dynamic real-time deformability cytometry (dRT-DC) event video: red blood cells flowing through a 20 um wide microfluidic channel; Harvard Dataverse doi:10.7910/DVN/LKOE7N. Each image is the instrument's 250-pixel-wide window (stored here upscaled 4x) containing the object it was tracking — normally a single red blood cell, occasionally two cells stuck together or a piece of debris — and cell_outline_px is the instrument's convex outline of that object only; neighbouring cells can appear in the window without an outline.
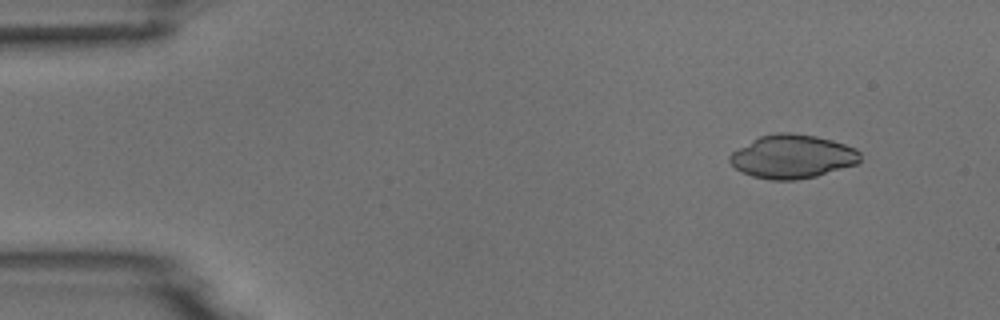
{"species": "common noctule bat (a hibernating species)", "species_latin": "Nyctalus noctula", "temperature_condition": "room temperature", "stored_images_in_passage": 5, "segment_of_instrument_passage": [1, 2], "camera_frame_rate_fps": 3000, "um_per_image_px": 0.085, "animal": {"sex": "male", "body_mass_g": 18.8}, "frame": {"image": 1, "passage_image": 2, "time_ms": 1.0, "image_size_px": [1000, 320], "cell_outline_px": [[860, 160], [856, 164], [816, 176], [796, 180], [768, 180], [752, 176], [736, 168], [728, 160], [728, 156], [732, 152], [752, 140], [760, 136], [776, 132], [792, 132], [816, 136], [832, 140], [856, 148], [860, 152]], "centroid_in_image_um": [67.35, 13.3], "position_along_channel_um": 17.7, "area_um2": 33.12}}